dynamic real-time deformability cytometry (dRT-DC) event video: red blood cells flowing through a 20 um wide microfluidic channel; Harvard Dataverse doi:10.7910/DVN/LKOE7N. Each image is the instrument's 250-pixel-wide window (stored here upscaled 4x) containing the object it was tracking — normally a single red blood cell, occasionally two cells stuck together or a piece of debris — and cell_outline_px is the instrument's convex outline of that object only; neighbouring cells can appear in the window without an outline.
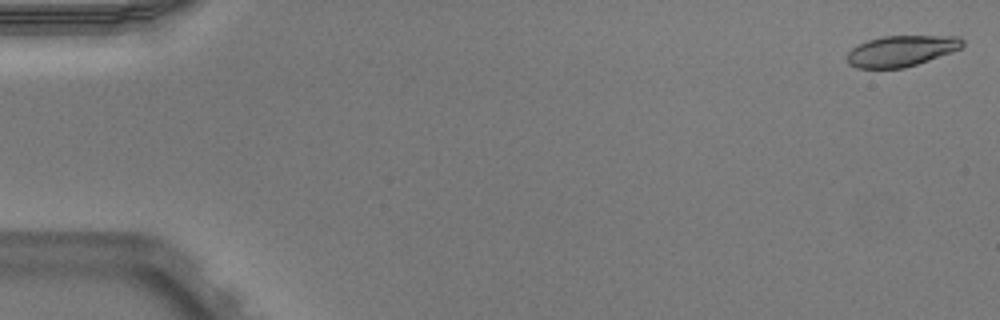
{"species": "Egyptian fruit bat (a non-hibernating species)", "species_latin": "Rousettus aegyptiacus", "temperature_condition": "warm", "stored_images_in_passage": 51, "camera_frame_rate_fps": 3000, "um_per_image_px": 0.085, "animal": {"sex": "male"}, "frame": {"image": 1, "passage_image": 1, "time_ms": 0.0, "image_size_px": [1000, 320], "cell_outline_px": [[964, 44], [960, 48], [952, 52], [904, 68], [856, 68], [848, 64], [848, 52], [852, 48], [868, 40], [884, 36], [960, 36], [964, 40]], "centroid_in_image_um": [76.62, 4.33], "position_along_channel_um": 8.4, "area_um2": 20.63}}
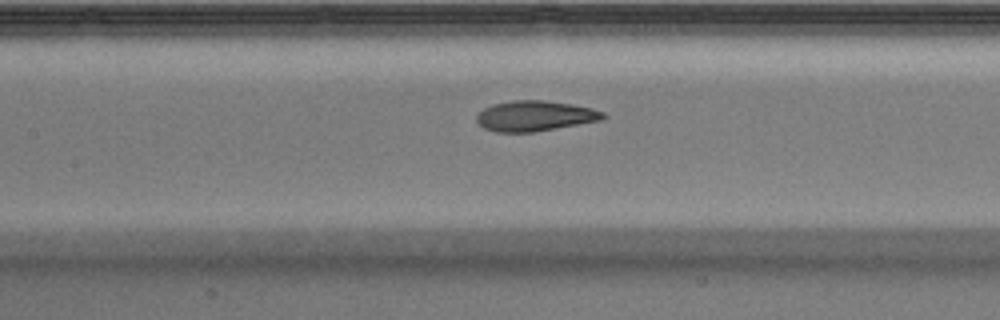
{"frame": {"image": 2, "passage_image": 24, "time_ms": 7.667, "image_size_px": [1000, 320], "cell_outline_px": [[608, 116], [600, 120], [532, 132], [496, 132], [484, 128], [476, 120], [476, 116], [484, 108], [492, 104], [512, 100], [540, 100], [572, 104], [592, 108], [604, 112]], "centroid_in_image_um": [45.45, 9.84], "position_along_channel_um": 161.9, "area_um2": 22.2}}
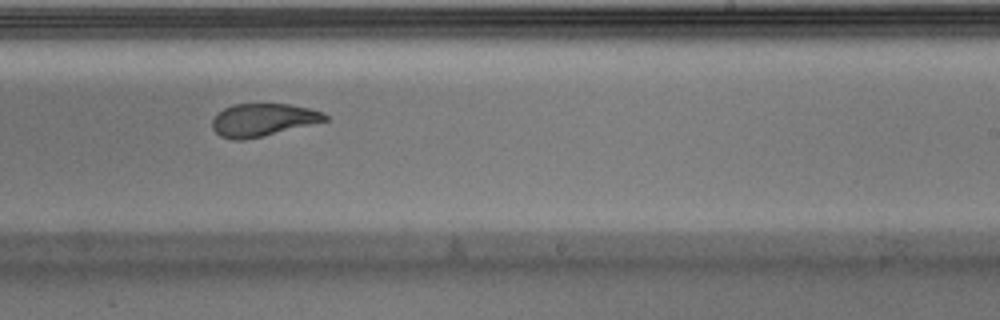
{"frame": {"image": 3, "passage_image": 32, "time_ms": 10.333, "image_size_px": [1000, 320], "cell_outline_px": [[328, 120], [244, 140], [232, 140], [220, 136], [212, 128], [212, 120], [216, 112], [232, 104], [288, 104], [308, 108], [324, 112], [328, 116]], "centroid_in_image_um": [22.3, 10.18], "position_along_channel_um": 266.7, "area_um2": 21.39}, "authors_computed_cell_mechanics": {"area_um2": 22.7154, "velocity_mm_per_s": 3.9415, "shape_relaxation_time_tau1_ms": 5.1878, "shape_relaxation_time_tau2_ms": 1.3183, "deformation_change_tau1": 0.1818, "deformation_change_tau2": 0.0781}}